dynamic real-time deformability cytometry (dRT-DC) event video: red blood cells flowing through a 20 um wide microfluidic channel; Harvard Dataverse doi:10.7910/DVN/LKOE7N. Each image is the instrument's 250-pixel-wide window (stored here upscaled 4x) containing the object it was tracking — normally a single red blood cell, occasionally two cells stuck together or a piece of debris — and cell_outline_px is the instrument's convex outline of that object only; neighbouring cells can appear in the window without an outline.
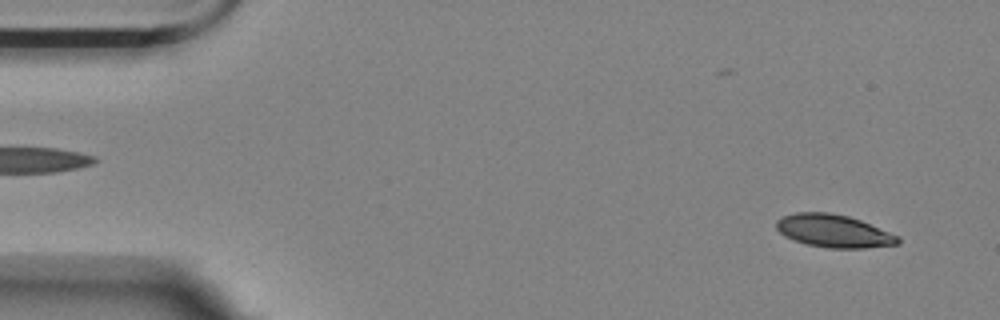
{"species": "Egyptian fruit bat (a non-hibernating species)", "species_latin": "Rousettus aegyptiacus", "temperature_condition": "room temperature", "stored_images_in_passage": 55, "camera_frame_rate_fps": 3000, "um_per_image_px": 0.085, "animal": {"sex": "female"}, "frame": {"image": 1, "passage_image": 3, "time_ms": 0.667, "image_size_px": [1000, 320], "cell_outline_px": [[900, 244], [864, 248], [828, 248], [808, 244], [792, 240], [784, 236], [776, 228], [776, 220], [784, 216], [796, 212], [828, 212], [848, 216], [860, 220], [900, 236]], "centroid_in_image_um": [70.87, 19.64], "position_along_channel_um": 14.1, "area_um2": 23.29}}
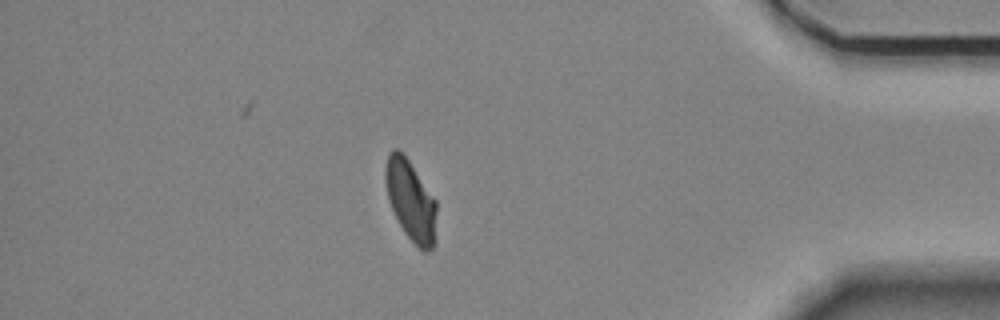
{"frame": {"image": 2, "passage_image": 48, "time_ms": 15.667, "image_size_px": [1000, 320], "cell_outline_px": [[436, 244], [432, 248], [424, 252], [404, 232], [388, 200], [384, 176], [388, 152], [392, 148], [396, 148], [408, 160], [436, 200]], "centroid_in_image_um": [34.92, 17.05], "position_along_channel_um": 400.3, "area_um2": 23.81}}